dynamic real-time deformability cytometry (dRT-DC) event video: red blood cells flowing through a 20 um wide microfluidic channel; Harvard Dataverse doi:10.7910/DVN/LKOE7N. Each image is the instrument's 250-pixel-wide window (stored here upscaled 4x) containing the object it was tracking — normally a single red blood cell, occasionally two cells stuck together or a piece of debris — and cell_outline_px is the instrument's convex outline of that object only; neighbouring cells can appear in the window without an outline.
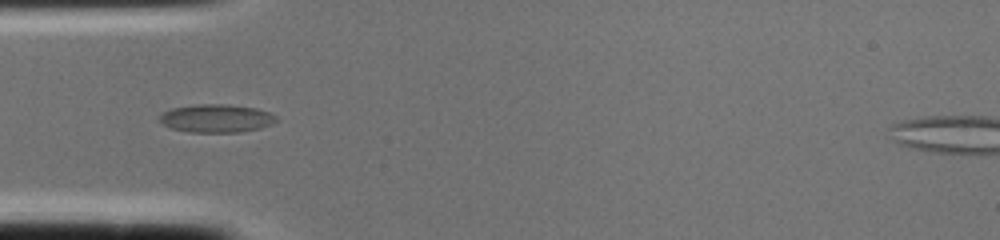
{"species": "common noctule bat (a hibernating species)", "species_latin": "Nyctalus noctula", "temperature_condition": "cold", "stored_images_in_passage": 2, "camera_frame_rate_fps": 3000, "um_per_image_px": 0.085, "animal": {"sex": "female", "body_mass_g": 22.0, "forearm_length_mm": 56.7}, "frame": {"image": 1, "passage_image": 2, "time_ms": 0.333, "image_size_px": [1000, 240], "cell_outline_px": [[276, 120], [272, 124], [260, 128], [240, 132], [188, 132], [168, 128], [156, 120], [156, 116], [160, 112], [172, 108], [196, 104], [228, 104], [256, 108], [268, 112], [276, 116]], "centroid_in_image_um": [18.28, 10.06], "position_along_channel_um": 66.7, "area_um2": 19.54}}